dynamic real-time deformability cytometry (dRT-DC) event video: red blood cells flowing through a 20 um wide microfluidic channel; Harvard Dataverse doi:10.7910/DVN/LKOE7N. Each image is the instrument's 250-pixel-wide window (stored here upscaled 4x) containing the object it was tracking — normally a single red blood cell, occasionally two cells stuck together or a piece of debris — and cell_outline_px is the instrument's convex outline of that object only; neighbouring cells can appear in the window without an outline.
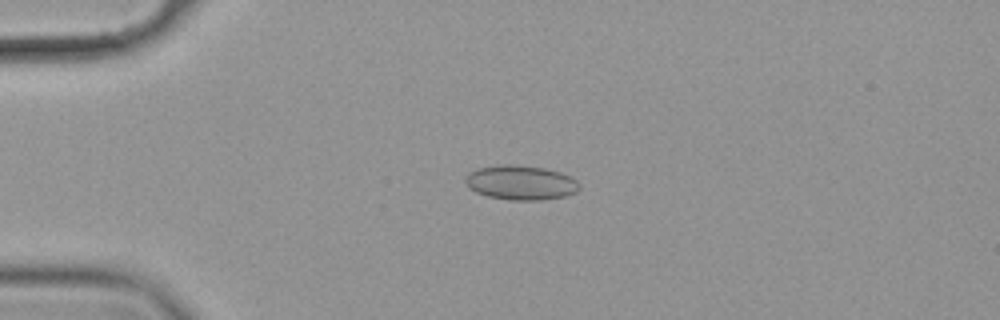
{"species": "common noctule bat (a hibernating species)", "species_latin": "Nyctalus noctula", "temperature_condition": "cold", "stored_images_in_passage": 56, "camera_frame_rate_fps": 3000, "um_per_image_px": 0.085, "animal": {"sex": "female", "body_mass_g": 19.9}, "frame": {"image": 1, "passage_image": 13, "time_ms": 4.0, "image_size_px": [1000, 320], "cell_outline_px": [[580, 188], [576, 192], [564, 196], [540, 200], [512, 200], [488, 196], [476, 192], [468, 188], [464, 180], [464, 176], [468, 172], [480, 168], [500, 164], [512, 164], [544, 168], [560, 172], [572, 176], [580, 184]], "centroid_in_image_um": [44.25, 15.51], "position_along_channel_um": 40.7, "area_um2": 23.06}}
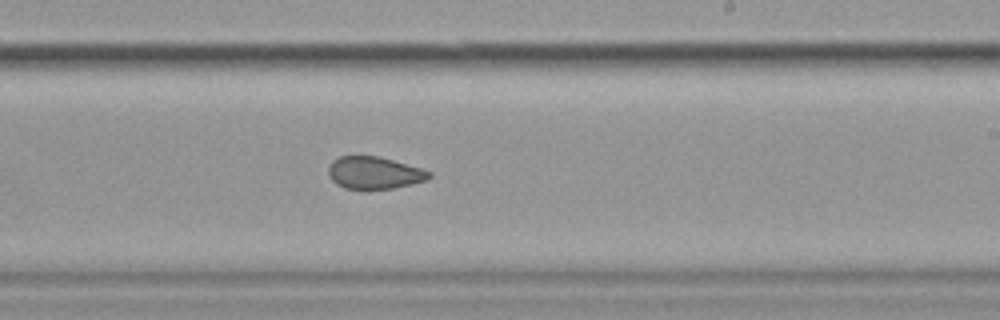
{"frame": {"image": 2, "passage_image": 34, "time_ms": 11.0, "image_size_px": [1000, 320], "cell_outline_px": [[432, 176], [428, 180], [412, 184], [392, 188], [344, 188], [336, 184], [332, 180], [328, 172], [328, 168], [332, 160], [340, 156], [380, 156], [420, 168], [432, 172]], "centroid_in_image_um": [31.82, 14.68], "position_along_channel_um": 257.2, "area_um2": 18.84}}
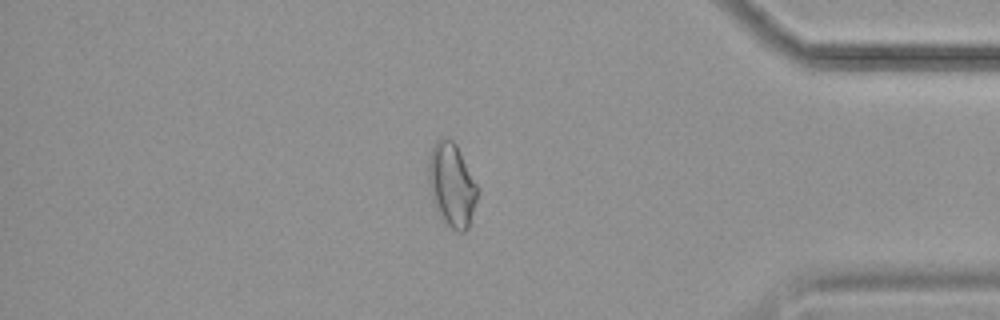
{"frame": {"image": 3, "passage_image": 48, "time_ms": 15.667, "image_size_px": [1000, 320], "cell_outline_px": [[476, 200], [468, 228], [464, 232], [456, 232], [444, 224], [432, 200], [428, 180], [428, 160], [432, 144], [440, 136], [452, 140], [456, 144], [476, 184]], "centroid_in_image_um": [38.35, 15.71], "position_along_channel_um": 396.9, "area_um2": 23.81}, "authors_computed_cell_mechanics": {"area_um2": 21.5305, "velocity_mm_per_s": 3.547, "shape_relaxation_time_tau1_ms": null, "shape_relaxation_time_tau2_ms": 3.6464, "deformation_change_tau1": null, "deformation_change_tau2": 0.0767}}